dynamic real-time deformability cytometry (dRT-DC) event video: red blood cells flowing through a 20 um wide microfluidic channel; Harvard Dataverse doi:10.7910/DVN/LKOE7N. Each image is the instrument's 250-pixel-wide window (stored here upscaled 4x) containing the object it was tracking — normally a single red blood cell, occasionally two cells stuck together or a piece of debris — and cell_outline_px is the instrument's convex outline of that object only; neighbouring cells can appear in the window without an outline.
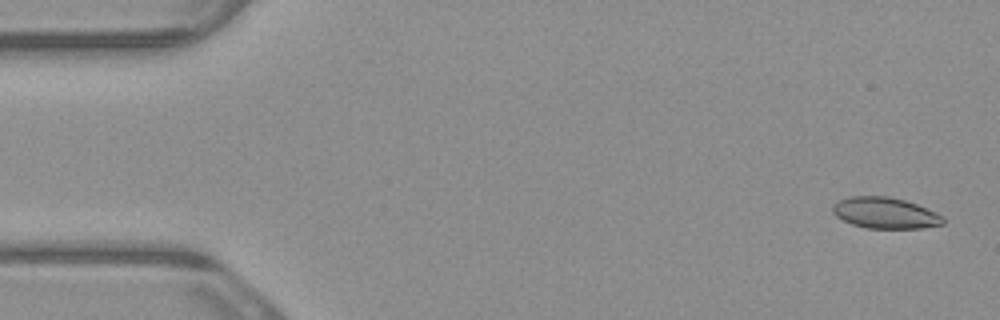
{"species": "common noctule bat (a hibernating species)", "species_latin": "Nyctalus noctula", "temperature_condition": "warm", "stored_images_in_passage": 5, "camera_frame_rate_fps": 3000, "um_per_image_px": 0.085, "animal": {"sex": "male", "body_mass_g": 23.1, "forearm_length_mm": 52.7}, "frame": {"image": 1, "passage_image": 1, "time_ms": 0.0, "image_size_px": [1000, 320], "cell_outline_px": [[944, 224], [920, 228], [868, 228], [852, 224], [836, 216], [832, 212], [832, 204], [848, 196], [888, 196], [904, 200], [916, 204], [936, 212], [944, 216]], "centroid_in_image_um": [75.23, 18.09], "position_along_channel_um": 9.8, "area_um2": 20.0}}
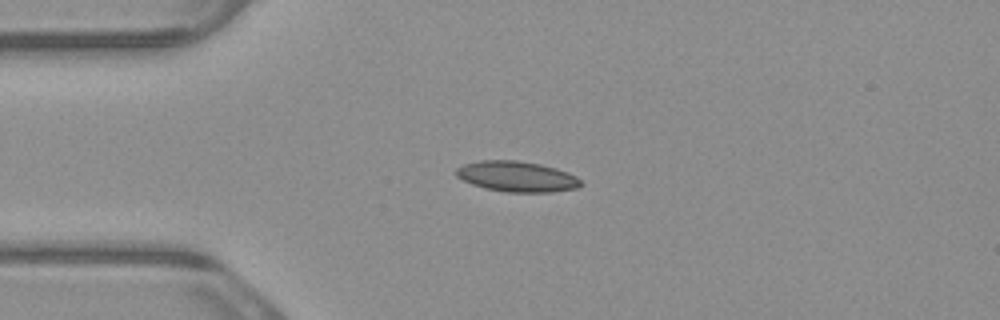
{"frame": {"image": 2, "passage_image": 4, "time_ms": 1.0, "image_size_px": [1000, 320], "cell_outline_px": [[584, 184], [576, 188], [552, 192], [504, 192], [484, 188], [472, 184], [456, 176], [456, 168], [464, 164], [480, 160], [516, 160], [540, 164], [556, 168], [568, 172], [576, 176]], "centroid_in_image_um": [43.94, 15.0], "position_along_channel_um": 41.1, "area_um2": 22.25}}